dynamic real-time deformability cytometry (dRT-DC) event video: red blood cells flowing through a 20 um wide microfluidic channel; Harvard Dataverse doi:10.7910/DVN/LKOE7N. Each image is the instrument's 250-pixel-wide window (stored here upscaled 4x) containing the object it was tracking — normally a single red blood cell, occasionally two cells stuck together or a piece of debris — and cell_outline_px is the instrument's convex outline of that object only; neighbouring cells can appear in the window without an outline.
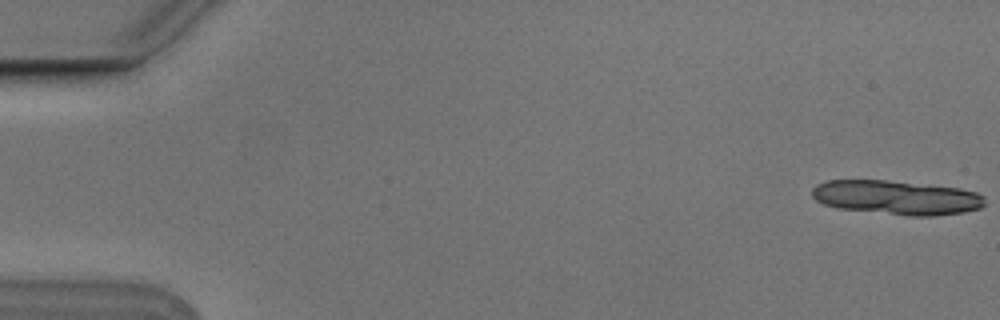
{"species": "Egyptian fruit bat (a non-hibernating species)", "species_latin": "Rousettus aegyptiacus", "temperature_condition": "cold", "stored_images_in_passage": 7, "camera_frame_rate_fps": 3000, "um_per_image_px": 0.085, "animal": {"sex": "male"}, "frame": {"image": 1, "passage_image": 1, "time_ms": 0.0, "image_size_px": [1000, 320], "cell_outline_px": [[984, 204], [980, 208], [964, 212], [932, 216], [908, 216], [840, 208], [824, 204], [816, 200], [812, 196], [812, 188], [816, 184], [828, 180], [884, 180], [960, 188], [976, 192], [984, 196]], "centroid_in_image_um": [76.21, 16.79], "position_along_channel_um": 8.8, "area_um2": 34.33}}